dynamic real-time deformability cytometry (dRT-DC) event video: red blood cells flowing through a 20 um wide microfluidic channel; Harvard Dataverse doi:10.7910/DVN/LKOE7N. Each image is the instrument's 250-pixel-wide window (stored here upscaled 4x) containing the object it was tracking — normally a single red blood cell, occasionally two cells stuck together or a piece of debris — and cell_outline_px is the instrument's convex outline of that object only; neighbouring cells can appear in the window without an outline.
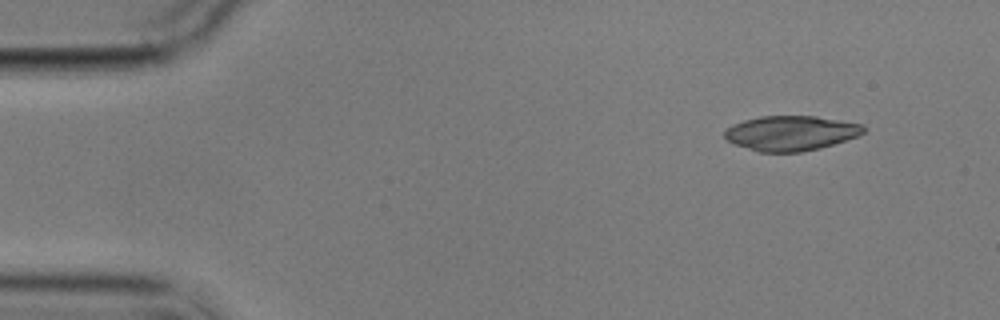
{"species": "common noctule bat (a hibernating species)", "species_latin": "Nyctalus noctula", "temperature_condition": "cold", "stored_images_in_passage": 4, "camera_frame_rate_fps": 3000, "um_per_image_px": 0.085, "animal": {"sex": "male", "body_mass_g": 17.9}, "frame": {"image": 1, "passage_image": 1, "time_ms": 0.0, "image_size_px": [1000, 320], "cell_outline_px": [[864, 132], [856, 136], [820, 148], [800, 152], [760, 152], [736, 144], [728, 140], [724, 136], [724, 132], [732, 124], [744, 120], [760, 116], [816, 116], [864, 124]], "centroid_in_image_um": [67.22, 11.31], "position_along_channel_um": 17.8, "area_um2": 27.98}}